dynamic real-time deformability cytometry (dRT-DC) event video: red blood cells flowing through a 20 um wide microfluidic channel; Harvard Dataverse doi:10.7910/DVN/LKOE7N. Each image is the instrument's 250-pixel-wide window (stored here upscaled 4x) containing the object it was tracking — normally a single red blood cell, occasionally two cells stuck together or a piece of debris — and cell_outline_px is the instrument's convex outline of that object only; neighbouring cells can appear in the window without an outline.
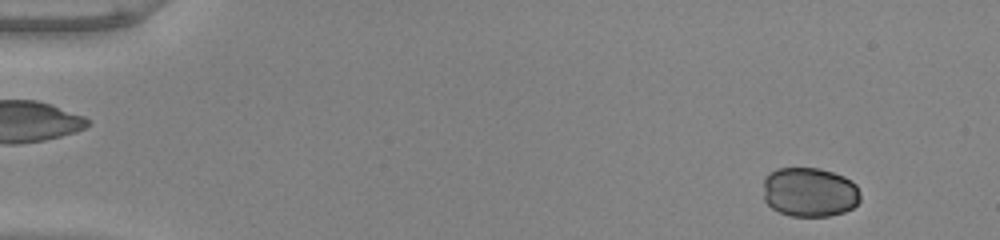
{"species": "common noctule bat (a hibernating species)", "species_latin": "Nyctalus noctula", "temperature_condition": "warm", "stored_images_in_passage": 52, "camera_frame_rate_fps": 3000, "um_per_image_px": 0.085, "animal": {"sex": "male", "body_mass_g": 20.0, "forearm_length_mm": 53.3}, "frame": {"image": 1, "passage_image": 4, "time_ms": 1.0, "image_size_px": [1000, 240], "cell_outline_px": [[860, 200], [852, 208], [844, 212], [828, 216], [792, 216], [780, 212], [772, 208], [764, 200], [764, 176], [768, 172], [776, 168], [820, 168], [844, 176], [852, 180], [856, 184], [860, 192]], "centroid_in_image_um": [68.81, 16.32], "position_along_channel_um": 16.2, "area_um2": 28.26}}
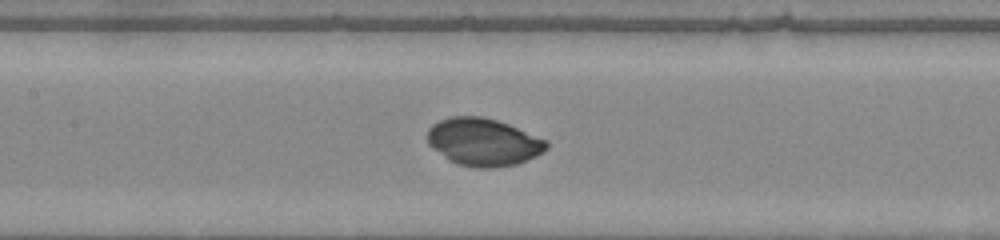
{"frame": {"image": 2, "passage_image": 25, "time_ms": 8.0, "image_size_px": [1000, 240], "cell_outline_px": [[548, 148], [544, 152], [536, 156], [516, 164], [492, 168], [476, 168], [456, 164], [448, 160], [432, 148], [428, 144], [428, 128], [432, 124], [440, 120], [452, 116], [480, 116], [496, 120], [508, 124], [548, 140]], "centroid_in_image_um": [41.08, 12.08], "position_along_channel_um": 166.3, "area_um2": 33.18}}
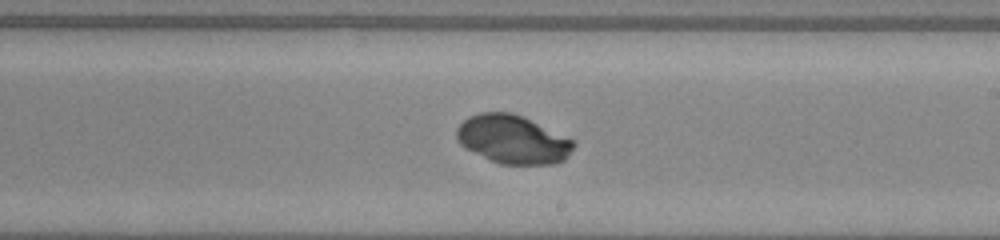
{"frame": {"image": 3, "passage_image": 31, "time_ms": 10.0, "image_size_px": [1000, 240], "cell_outline_px": [[576, 144], [568, 156], [564, 160], [556, 164], [500, 164], [464, 148], [456, 140], [456, 128], [468, 116], [480, 112], [512, 112], [572, 140]], "centroid_in_image_um": [43.54, 11.86], "position_along_channel_um": 245.5, "area_um2": 32.77}}